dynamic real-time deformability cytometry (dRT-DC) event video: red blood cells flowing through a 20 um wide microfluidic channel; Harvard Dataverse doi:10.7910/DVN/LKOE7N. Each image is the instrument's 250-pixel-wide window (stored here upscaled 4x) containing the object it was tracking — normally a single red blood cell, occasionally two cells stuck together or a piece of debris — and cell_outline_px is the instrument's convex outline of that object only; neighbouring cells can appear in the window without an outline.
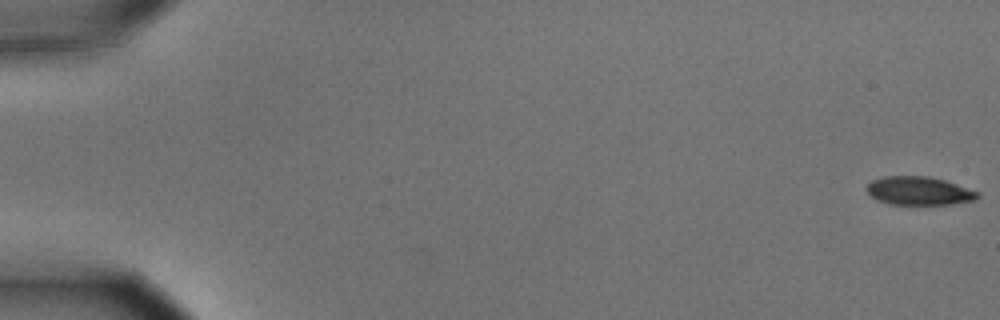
{"species": "common noctule bat (a hibernating species)", "species_latin": "Nyctalus noctula", "temperature_condition": "cold", "stored_images_in_passage": 8, "camera_frame_rate_fps": 3000, "um_per_image_px": 0.085, "animal": {"sex": "male", "body_mass_g": 15.6}, "frame": {"image": 1, "passage_image": 1, "time_ms": 0.0, "image_size_px": [1000, 320], "cell_outline_px": [[980, 196], [976, 200], [952, 204], [888, 204], [876, 200], [864, 188], [872, 180], [884, 176], [928, 176], [944, 180], [980, 192]], "centroid_in_image_um": [78.11, 16.22], "position_along_channel_um": 6.9, "area_um2": 18.44}}
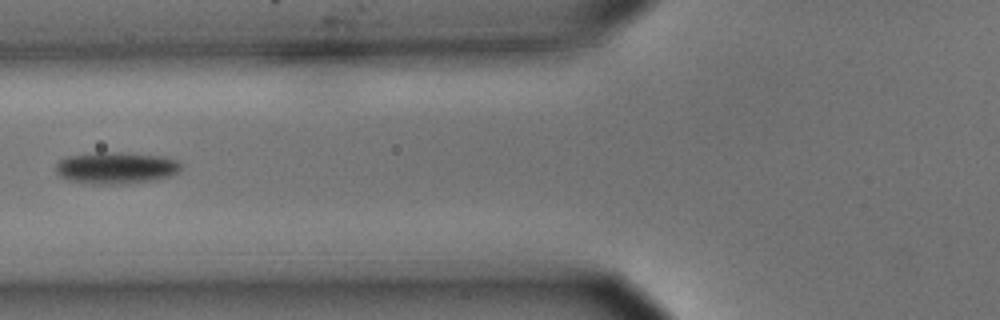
{"frame": {"image": 2, "passage_image": 7, "time_ms": 2.0, "image_size_px": [1000, 320], "cell_outline_px": [[180, 168], [172, 176], [152, 180], [120, 184], [92, 184], [72, 180], [60, 176], [56, 172], [56, 164], [60, 160], [68, 156], [96, 152], [120, 152], [164, 156], [176, 160], [180, 164]], "centroid_in_image_um": [9.86, 14.26], "position_along_channel_um": 115.9, "area_um2": 23.06}}
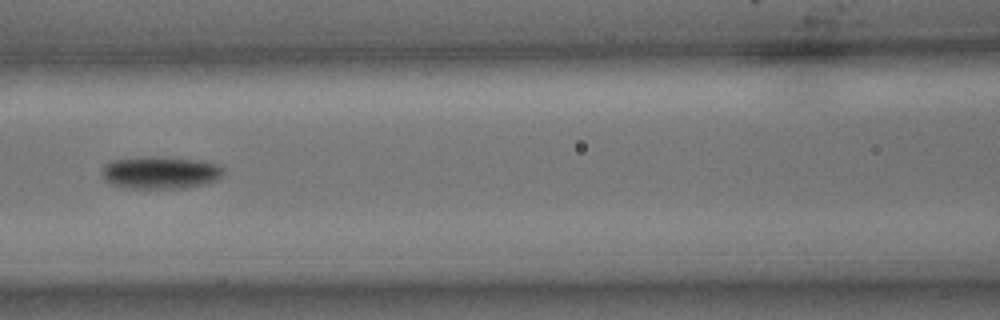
{"frame": {"image": 3, "passage_image": 8, "time_ms": 2.333, "image_size_px": [1000, 320], "cell_outline_px": [[224, 172], [216, 180], [204, 184], [184, 188], [128, 188], [112, 184], [104, 180], [104, 164], [112, 160], [140, 156], [156, 156], [200, 160], [220, 164], [224, 168]], "centroid_in_image_um": [13.66, 14.65], "position_along_channel_um": 152.9, "area_um2": 23.12}}